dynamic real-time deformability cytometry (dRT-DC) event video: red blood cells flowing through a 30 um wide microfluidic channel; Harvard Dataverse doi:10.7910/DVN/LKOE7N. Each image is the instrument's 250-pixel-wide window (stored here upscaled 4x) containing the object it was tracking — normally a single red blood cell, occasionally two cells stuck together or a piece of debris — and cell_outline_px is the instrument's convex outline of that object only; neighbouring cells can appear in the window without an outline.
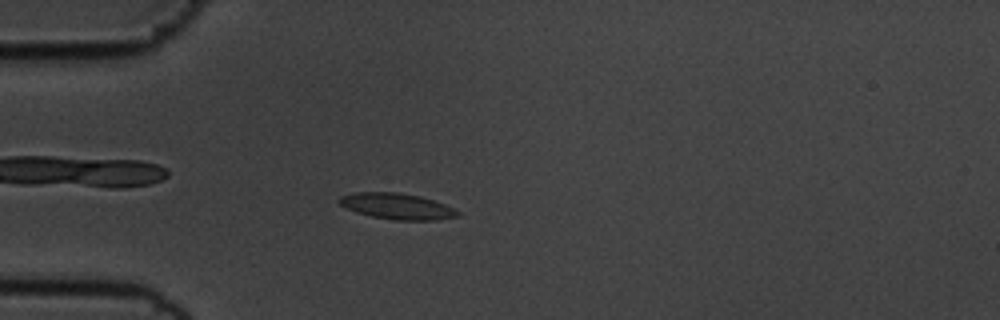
{"species": "common noctule bat (a hibernating species)", "species_latin": "Nyctalus noctula", "temperature_condition": "cold", "stored_images_in_passage": 57, "camera_frame_rate_fps": 3000, "um_per_image_px": 0.085, "animal": {"sex": "male", "body_mass_g": 19.5, "forearm_length_mm": 54.6}, "frame": {"image": 1, "passage_image": 16, "time_ms": 5.0, "image_size_px": [1000, 320], "cell_outline_px": [[460, 216], [432, 220], [392, 220], [372, 216], [356, 212], [340, 204], [336, 200], [340, 196], [356, 192], [396, 192], [420, 196], [444, 204], [460, 212]], "centroid_in_image_um": [33.72, 17.53], "position_along_channel_um": 51.3, "area_um2": 17.8}}
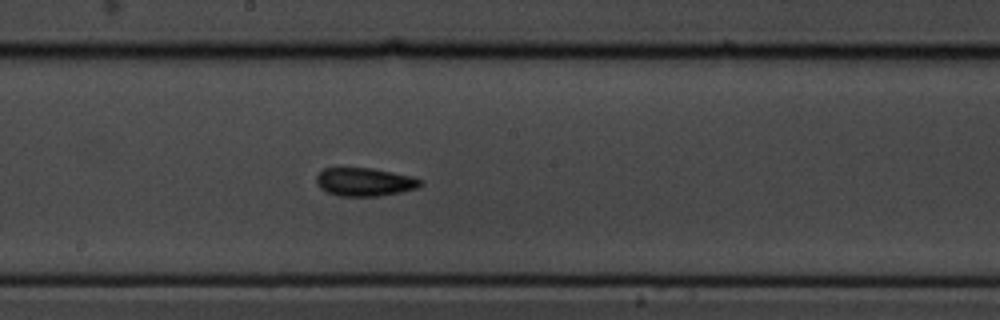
{"frame": {"image": 2, "passage_image": 31, "time_ms": 10.0, "image_size_px": [1000, 320], "cell_outline_px": [[424, 184], [420, 188], [380, 196], [340, 196], [328, 192], [320, 188], [316, 184], [316, 176], [324, 168], [372, 168], [412, 176], [424, 180]], "centroid_in_image_um": [31.04, 15.47], "position_along_channel_um": 217.2, "area_um2": 17.34}}
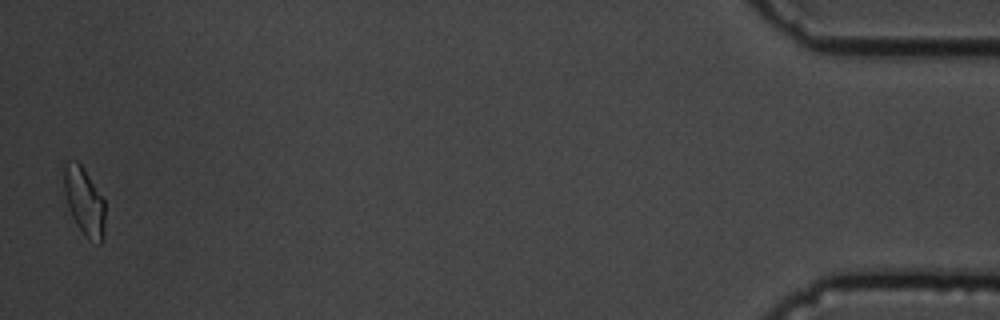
{"frame": {"image": 3, "passage_image": 56, "time_ms": 18.333, "image_size_px": [1000, 320], "cell_outline_px": [[104, 236], [100, 244], [88, 240], [84, 236], [76, 224], [68, 208], [64, 192], [60, 164], [60, 160], [76, 160], [80, 164], [104, 200]], "centroid_in_image_um": [7.08, 17.06], "position_along_channel_um": 428.1, "area_um2": 16.76}, "authors_computed_cell_mechanics": {"area_um2": 16.7042, "velocity_mm_per_s": 3.5642, "shape_relaxation_time_tau1_ms": 2.9964, "shape_relaxation_time_tau2_ms": 1.799, "deformation_change_tau1": 0.0842, "deformation_change_tau2": 0.0818}}